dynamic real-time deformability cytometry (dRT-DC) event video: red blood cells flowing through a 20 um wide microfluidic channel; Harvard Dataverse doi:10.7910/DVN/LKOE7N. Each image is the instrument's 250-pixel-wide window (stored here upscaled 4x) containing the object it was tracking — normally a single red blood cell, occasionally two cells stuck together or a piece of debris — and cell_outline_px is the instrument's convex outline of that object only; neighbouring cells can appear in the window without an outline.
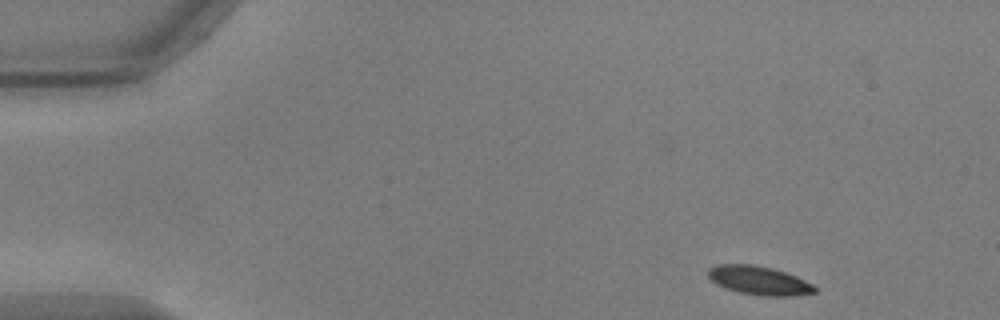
{"species": "common noctule bat (a hibernating species)", "species_latin": "Nyctalus noctula", "temperature_condition": "warm", "stored_images_in_passage": 50, "camera_frame_rate_fps": 3000, "um_per_image_px": 0.085, "animal": {"sex": "male", "body_mass_g": 17.9, "forearm_length_mm": 54.2}, "frame": {"image": 1, "passage_image": 1, "time_ms": 0.0, "image_size_px": [1000, 320], "cell_outline_px": [[816, 292], [792, 296], [764, 296], [740, 292], [724, 288], [716, 284], [708, 276], [708, 268], [716, 264], [752, 264], [772, 268], [796, 276], [812, 284], [816, 288]], "centroid_in_image_um": [64.49, 23.83], "position_along_channel_um": 20.5, "area_um2": 17.8}}
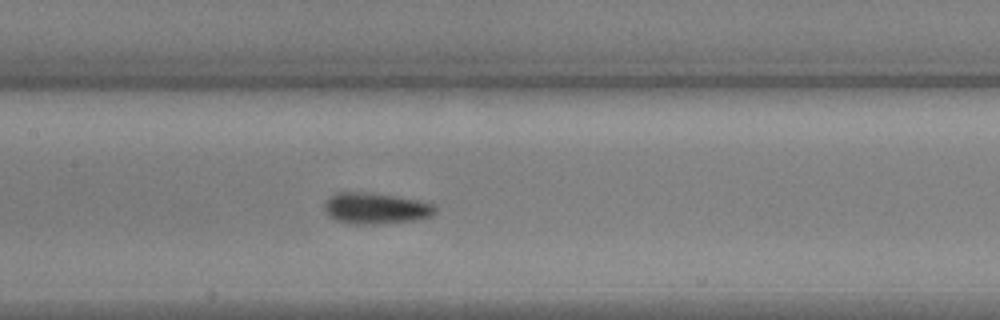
{"frame": {"image": 2, "passage_image": 21, "time_ms": 6.667, "image_size_px": [1000, 320], "cell_outline_px": [[436, 212], [432, 216], [412, 220], [380, 224], [352, 224], [336, 220], [328, 216], [324, 212], [324, 204], [332, 196], [340, 192], [372, 192], [420, 200], [432, 204], [436, 208]], "centroid_in_image_um": [31.93, 17.71], "position_along_channel_um": 175.5, "area_um2": 20.17}}
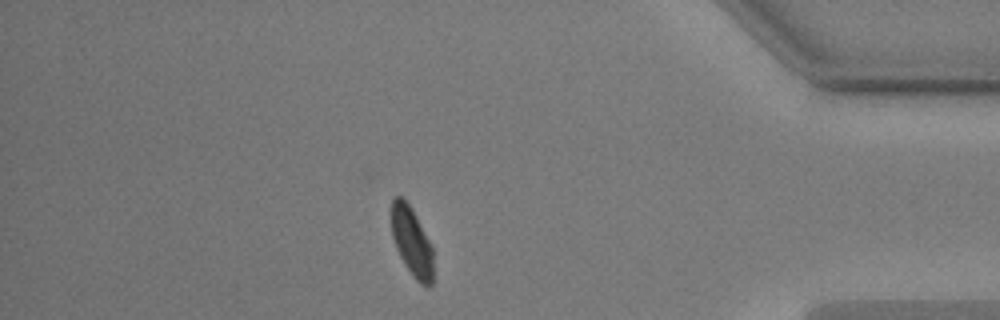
{"frame": {"image": 3, "passage_image": 42, "time_ms": 13.667, "image_size_px": [1000, 320], "cell_outline_px": [[432, 284], [420, 284], [412, 276], [404, 264], [396, 248], [392, 236], [388, 216], [392, 200], [396, 196], [400, 196], [408, 204], [432, 244]], "centroid_in_image_um": [34.94, 20.5], "position_along_channel_um": 400.3, "area_um2": 16.94}}